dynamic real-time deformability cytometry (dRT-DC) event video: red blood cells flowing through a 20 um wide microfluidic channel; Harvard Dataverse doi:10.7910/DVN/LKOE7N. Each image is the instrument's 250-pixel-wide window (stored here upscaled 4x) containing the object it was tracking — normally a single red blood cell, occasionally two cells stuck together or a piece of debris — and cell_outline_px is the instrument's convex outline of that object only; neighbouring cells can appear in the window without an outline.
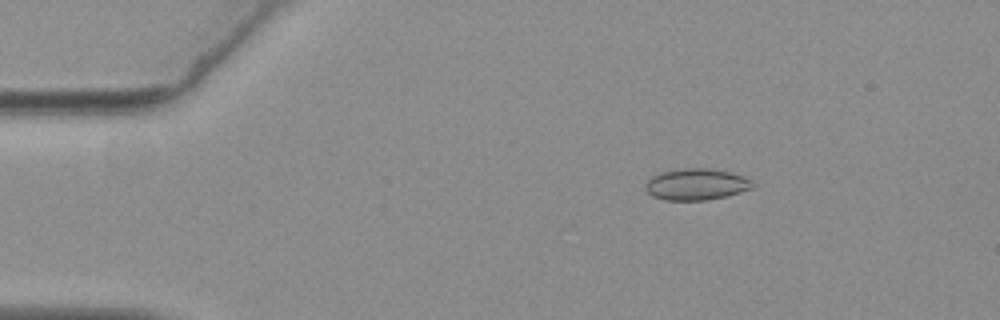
{"species": "common noctule bat (a hibernating species)", "species_latin": "Nyctalus noctula", "temperature_condition": "warm", "stored_images_in_passage": 49, "camera_frame_rate_fps": 3000, "um_per_image_px": 0.085, "animal": {"sex": "female", "body_mass_g": 19.3, "forearm_length_mm": 54.1}, "frame": {"image": 1, "passage_image": 2, "time_ms": 0.333, "image_size_px": [1000, 320], "cell_outline_px": [[756, 184], [752, 188], [728, 196], [704, 200], [664, 200], [652, 196], [644, 188], [644, 184], [652, 176], [664, 172], [684, 168], [708, 168], [732, 172], [744, 176], [752, 180]], "centroid_in_image_um": [59.22, 15.67], "position_along_channel_um": 25.8, "area_um2": 19.77}}
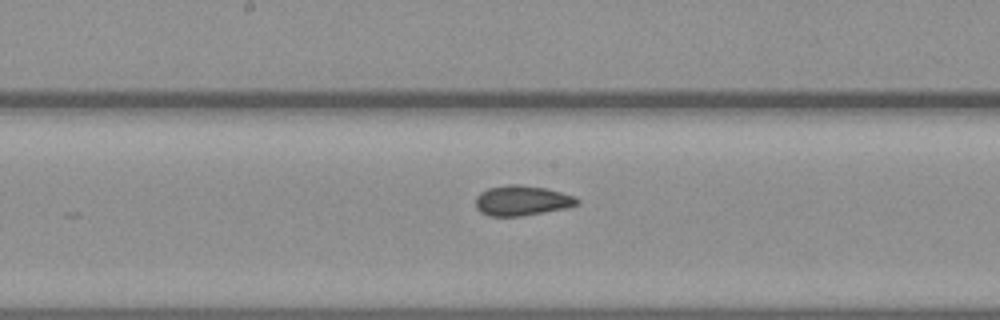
{"frame": {"image": 2, "passage_image": 22, "time_ms": 7.0, "image_size_px": [1000, 320], "cell_outline_px": [[580, 204], [564, 208], [544, 212], [520, 216], [488, 216], [480, 212], [476, 208], [476, 196], [480, 192], [488, 188], [508, 184], [520, 184], [544, 188], [576, 196], [580, 200]], "centroid_in_image_um": [44.35, 17.04], "position_along_channel_um": 203.9, "area_um2": 17.86}}
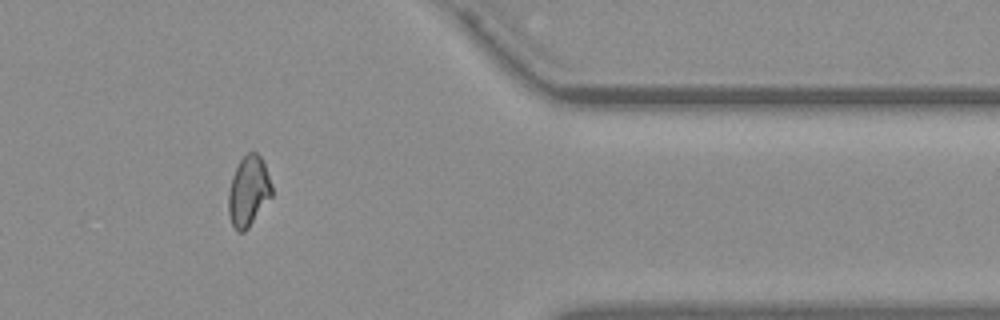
{"frame": {"image": 3, "passage_image": 39, "time_ms": 12.667, "image_size_px": [1000, 320], "cell_outline_px": [[272, 196], [248, 228], [244, 232], [236, 232], [232, 224], [228, 212], [228, 192], [232, 176], [240, 160], [248, 152], [256, 152], [260, 156], [264, 164], [272, 184]], "centroid_in_image_um": [21.11, 16.27], "position_along_channel_um": 390.3, "area_um2": 17.74}, "authors_computed_cell_mechanics": {"area_um2": 17.918, "velocity_mm_per_s": 3.6871, "shape_relaxation_time_tau1_ms": null, "shape_relaxation_time_tau2_ms": 2.427, "deformation_change_tau1": null, "deformation_change_tau2": 0.0538}}